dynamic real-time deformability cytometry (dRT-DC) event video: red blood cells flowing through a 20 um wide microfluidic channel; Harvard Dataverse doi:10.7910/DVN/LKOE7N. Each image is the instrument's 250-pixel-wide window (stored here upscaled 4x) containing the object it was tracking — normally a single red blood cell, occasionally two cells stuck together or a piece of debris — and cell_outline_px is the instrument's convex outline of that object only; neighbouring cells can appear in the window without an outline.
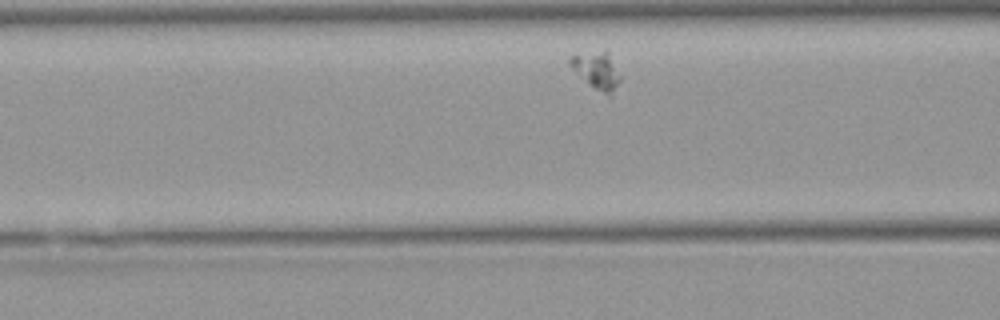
{"species": "Egyptian fruit bat (a non-hibernating species)", "species_latin": "Rousettus aegyptiacus", "temperature_condition": "warm", "stored_images_in_passage": 28, "camera_frame_rate_fps": 3000, "um_per_image_px": 0.085, "animal": {"sex": "female"}, "frame": {"image": 1, "passage_image": 5, "time_ms": 1.333, "image_size_px": [1000, 320], "cell_outline_px": [[620, 80], [612, 100], [588, 84], [568, 64], [568, 60], [572, 56], [604, 52], [608, 52], [620, 76]], "centroid_in_image_um": [50.77, 6.11], "position_along_channel_um": 115.8, "area_um2": 10.64}}
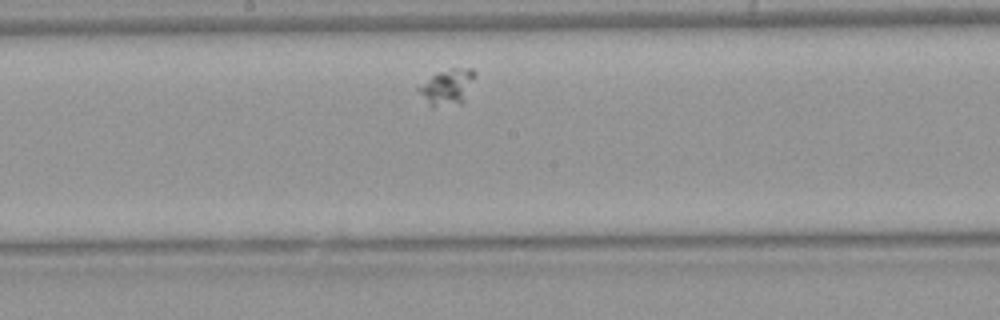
{"frame": {"image": 2, "passage_image": 13, "time_ms": 4.0, "image_size_px": [1000, 320], "cell_outline_px": [[476, 76], [464, 100], [460, 104], [432, 108], [416, 88], [436, 72], [452, 68], [472, 68], [476, 72]], "centroid_in_image_um": [38.04, 7.39], "position_along_channel_um": 210.2, "area_um2": 11.85}}
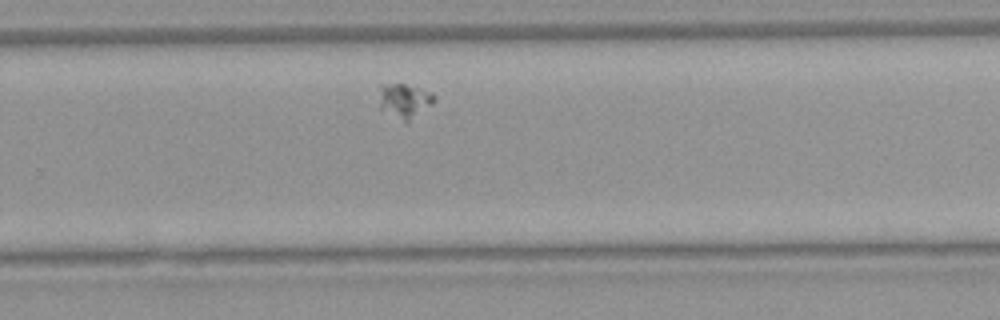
{"frame": {"image": 3, "passage_image": 20, "time_ms": 6.333, "image_size_px": [1000, 320], "cell_outline_px": [[436, 100], [432, 104], [408, 124], [380, 108], [380, 84], [404, 84], [432, 92], [436, 96]], "centroid_in_image_um": [34.42, 8.58], "position_along_channel_um": 295.4, "area_um2": 11.1}}